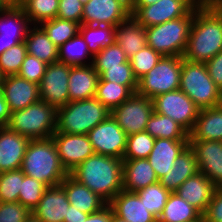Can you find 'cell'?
I'll return each instance as SVG.
<instances>
[{
  "instance_id": "cell-1",
  "label": "cell",
  "mask_w": 222,
  "mask_h": 222,
  "mask_svg": "<svg viewBox=\"0 0 222 222\" xmlns=\"http://www.w3.org/2000/svg\"><path fill=\"white\" fill-rule=\"evenodd\" d=\"M222 51V7L194 8L187 45L182 58L206 63Z\"/></svg>"
},
{
  "instance_id": "cell-2",
  "label": "cell",
  "mask_w": 222,
  "mask_h": 222,
  "mask_svg": "<svg viewBox=\"0 0 222 222\" xmlns=\"http://www.w3.org/2000/svg\"><path fill=\"white\" fill-rule=\"evenodd\" d=\"M69 174L107 204L123 190V159L93 154Z\"/></svg>"
},
{
  "instance_id": "cell-3",
  "label": "cell",
  "mask_w": 222,
  "mask_h": 222,
  "mask_svg": "<svg viewBox=\"0 0 222 222\" xmlns=\"http://www.w3.org/2000/svg\"><path fill=\"white\" fill-rule=\"evenodd\" d=\"M26 176L48 187L60 185L69 175L62 166L53 138L31 139L20 168Z\"/></svg>"
},
{
  "instance_id": "cell-4",
  "label": "cell",
  "mask_w": 222,
  "mask_h": 222,
  "mask_svg": "<svg viewBox=\"0 0 222 222\" xmlns=\"http://www.w3.org/2000/svg\"><path fill=\"white\" fill-rule=\"evenodd\" d=\"M110 114L111 111L95 97L71 101L57 109L55 132L87 135Z\"/></svg>"
},
{
  "instance_id": "cell-5",
  "label": "cell",
  "mask_w": 222,
  "mask_h": 222,
  "mask_svg": "<svg viewBox=\"0 0 222 222\" xmlns=\"http://www.w3.org/2000/svg\"><path fill=\"white\" fill-rule=\"evenodd\" d=\"M57 108L39 100L28 107L11 112L7 127L30 139L51 138L56 131Z\"/></svg>"
},
{
  "instance_id": "cell-6",
  "label": "cell",
  "mask_w": 222,
  "mask_h": 222,
  "mask_svg": "<svg viewBox=\"0 0 222 222\" xmlns=\"http://www.w3.org/2000/svg\"><path fill=\"white\" fill-rule=\"evenodd\" d=\"M179 89L200 109L222 104V91L209 76L205 63L191 62L182 58Z\"/></svg>"
},
{
  "instance_id": "cell-7",
  "label": "cell",
  "mask_w": 222,
  "mask_h": 222,
  "mask_svg": "<svg viewBox=\"0 0 222 222\" xmlns=\"http://www.w3.org/2000/svg\"><path fill=\"white\" fill-rule=\"evenodd\" d=\"M193 19L194 9L187 16L147 27V46H150L162 56L182 57Z\"/></svg>"
},
{
  "instance_id": "cell-8",
  "label": "cell",
  "mask_w": 222,
  "mask_h": 222,
  "mask_svg": "<svg viewBox=\"0 0 222 222\" xmlns=\"http://www.w3.org/2000/svg\"><path fill=\"white\" fill-rule=\"evenodd\" d=\"M182 57L162 56L158 63L140 79L136 93L151 100L180 87Z\"/></svg>"
},
{
  "instance_id": "cell-9",
  "label": "cell",
  "mask_w": 222,
  "mask_h": 222,
  "mask_svg": "<svg viewBox=\"0 0 222 222\" xmlns=\"http://www.w3.org/2000/svg\"><path fill=\"white\" fill-rule=\"evenodd\" d=\"M152 102L154 112L170 117L188 133L193 130L200 108L183 91L177 89L158 95Z\"/></svg>"
},
{
  "instance_id": "cell-10",
  "label": "cell",
  "mask_w": 222,
  "mask_h": 222,
  "mask_svg": "<svg viewBox=\"0 0 222 222\" xmlns=\"http://www.w3.org/2000/svg\"><path fill=\"white\" fill-rule=\"evenodd\" d=\"M150 98L133 93L125 102L111 110V116L127 135L144 132L153 113Z\"/></svg>"
},
{
  "instance_id": "cell-11",
  "label": "cell",
  "mask_w": 222,
  "mask_h": 222,
  "mask_svg": "<svg viewBox=\"0 0 222 222\" xmlns=\"http://www.w3.org/2000/svg\"><path fill=\"white\" fill-rule=\"evenodd\" d=\"M87 135L95 154L123 159L128 135L111 115Z\"/></svg>"
},
{
  "instance_id": "cell-12",
  "label": "cell",
  "mask_w": 222,
  "mask_h": 222,
  "mask_svg": "<svg viewBox=\"0 0 222 222\" xmlns=\"http://www.w3.org/2000/svg\"><path fill=\"white\" fill-rule=\"evenodd\" d=\"M194 8L187 0H159L149 6H131V15L147 28L187 16Z\"/></svg>"
},
{
  "instance_id": "cell-13",
  "label": "cell",
  "mask_w": 222,
  "mask_h": 222,
  "mask_svg": "<svg viewBox=\"0 0 222 222\" xmlns=\"http://www.w3.org/2000/svg\"><path fill=\"white\" fill-rule=\"evenodd\" d=\"M71 65L56 62L48 64L39 84L40 100L57 109L69 102L68 82Z\"/></svg>"
},
{
  "instance_id": "cell-14",
  "label": "cell",
  "mask_w": 222,
  "mask_h": 222,
  "mask_svg": "<svg viewBox=\"0 0 222 222\" xmlns=\"http://www.w3.org/2000/svg\"><path fill=\"white\" fill-rule=\"evenodd\" d=\"M131 15L130 0H88L81 24L118 26Z\"/></svg>"
},
{
  "instance_id": "cell-15",
  "label": "cell",
  "mask_w": 222,
  "mask_h": 222,
  "mask_svg": "<svg viewBox=\"0 0 222 222\" xmlns=\"http://www.w3.org/2000/svg\"><path fill=\"white\" fill-rule=\"evenodd\" d=\"M62 166L70 173L89 156L95 154L86 134L55 132L52 136Z\"/></svg>"
},
{
  "instance_id": "cell-16",
  "label": "cell",
  "mask_w": 222,
  "mask_h": 222,
  "mask_svg": "<svg viewBox=\"0 0 222 222\" xmlns=\"http://www.w3.org/2000/svg\"><path fill=\"white\" fill-rule=\"evenodd\" d=\"M199 172L203 173L216 188H222V141L189 140Z\"/></svg>"
},
{
  "instance_id": "cell-17",
  "label": "cell",
  "mask_w": 222,
  "mask_h": 222,
  "mask_svg": "<svg viewBox=\"0 0 222 222\" xmlns=\"http://www.w3.org/2000/svg\"><path fill=\"white\" fill-rule=\"evenodd\" d=\"M32 26L22 7L9 5L0 13V55L18 43L24 42Z\"/></svg>"
},
{
  "instance_id": "cell-18",
  "label": "cell",
  "mask_w": 222,
  "mask_h": 222,
  "mask_svg": "<svg viewBox=\"0 0 222 222\" xmlns=\"http://www.w3.org/2000/svg\"><path fill=\"white\" fill-rule=\"evenodd\" d=\"M1 89L11 112L22 110L40 100L39 85L18 75L4 76Z\"/></svg>"
},
{
  "instance_id": "cell-19",
  "label": "cell",
  "mask_w": 222,
  "mask_h": 222,
  "mask_svg": "<svg viewBox=\"0 0 222 222\" xmlns=\"http://www.w3.org/2000/svg\"><path fill=\"white\" fill-rule=\"evenodd\" d=\"M30 138L0 127V173L19 170Z\"/></svg>"
},
{
  "instance_id": "cell-20",
  "label": "cell",
  "mask_w": 222,
  "mask_h": 222,
  "mask_svg": "<svg viewBox=\"0 0 222 222\" xmlns=\"http://www.w3.org/2000/svg\"><path fill=\"white\" fill-rule=\"evenodd\" d=\"M70 202L61 185L48 187L39 204L31 212L42 222H63L67 217Z\"/></svg>"
},
{
  "instance_id": "cell-21",
  "label": "cell",
  "mask_w": 222,
  "mask_h": 222,
  "mask_svg": "<svg viewBox=\"0 0 222 222\" xmlns=\"http://www.w3.org/2000/svg\"><path fill=\"white\" fill-rule=\"evenodd\" d=\"M113 213L128 222H157L137 192L120 191L109 203Z\"/></svg>"
},
{
  "instance_id": "cell-22",
  "label": "cell",
  "mask_w": 222,
  "mask_h": 222,
  "mask_svg": "<svg viewBox=\"0 0 222 222\" xmlns=\"http://www.w3.org/2000/svg\"><path fill=\"white\" fill-rule=\"evenodd\" d=\"M189 145V140L155 139L153 149L147 160L160 179L174 166L179 154Z\"/></svg>"
},
{
  "instance_id": "cell-23",
  "label": "cell",
  "mask_w": 222,
  "mask_h": 222,
  "mask_svg": "<svg viewBox=\"0 0 222 222\" xmlns=\"http://www.w3.org/2000/svg\"><path fill=\"white\" fill-rule=\"evenodd\" d=\"M216 187L201 172L186 179L176 193L202 215L205 213Z\"/></svg>"
},
{
  "instance_id": "cell-24",
  "label": "cell",
  "mask_w": 222,
  "mask_h": 222,
  "mask_svg": "<svg viewBox=\"0 0 222 222\" xmlns=\"http://www.w3.org/2000/svg\"><path fill=\"white\" fill-rule=\"evenodd\" d=\"M99 74L92 64L71 66L68 82L69 102L95 97Z\"/></svg>"
},
{
  "instance_id": "cell-25",
  "label": "cell",
  "mask_w": 222,
  "mask_h": 222,
  "mask_svg": "<svg viewBox=\"0 0 222 222\" xmlns=\"http://www.w3.org/2000/svg\"><path fill=\"white\" fill-rule=\"evenodd\" d=\"M123 189L137 192L159 182L155 170L147 158L123 159Z\"/></svg>"
},
{
  "instance_id": "cell-26",
  "label": "cell",
  "mask_w": 222,
  "mask_h": 222,
  "mask_svg": "<svg viewBox=\"0 0 222 222\" xmlns=\"http://www.w3.org/2000/svg\"><path fill=\"white\" fill-rule=\"evenodd\" d=\"M67 194L70 205L79 211L92 214L99 211L107 203L88 187L79 183L70 174L60 184Z\"/></svg>"
},
{
  "instance_id": "cell-27",
  "label": "cell",
  "mask_w": 222,
  "mask_h": 222,
  "mask_svg": "<svg viewBox=\"0 0 222 222\" xmlns=\"http://www.w3.org/2000/svg\"><path fill=\"white\" fill-rule=\"evenodd\" d=\"M173 165L172 169L159 179V183L171 193L176 192L186 179L199 172L195 153L189 145L179 154Z\"/></svg>"
},
{
  "instance_id": "cell-28",
  "label": "cell",
  "mask_w": 222,
  "mask_h": 222,
  "mask_svg": "<svg viewBox=\"0 0 222 222\" xmlns=\"http://www.w3.org/2000/svg\"><path fill=\"white\" fill-rule=\"evenodd\" d=\"M115 38L128 59L147 45L146 28L132 15L115 27Z\"/></svg>"
},
{
  "instance_id": "cell-29",
  "label": "cell",
  "mask_w": 222,
  "mask_h": 222,
  "mask_svg": "<svg viewBox=\"0 0 222 222\" xmlns=\"http://www.w3.org/2000/svg\"><path fill=\"white\" fill-rule=\"evenodd\" d=\"M189 140L222 141V104L200 109Z\"/></svg>"
},
{
  "instance_id": "cell-30",
  "label": "cell",
  "mask_w": 222,
  "mask_h": 222,
  "mask_svg": "<svg viewBox=\"0 0 222 222\" xmlns=\"http://www.w3.org/2000/svg\"><path fill=\"white\" fill-rule=\"evenodd\" d=\"M27 54L38 58L46 64L58 62V47L49 39L39 25H32L24 40Z\"/></svg>"
},
{
  "instance_id": "cell-31",
  "label": "cell",
  "mask_w": 222,
  "mask_h": 222,
  "mask_svg": "<svg viewBox=\"0 0 222 222\" xmlns=\"http://www.w3.org/2000/svg\"><path fill=\"white\" fill-rule=\"evenodd\" d=\"M201 219L202 214L196 208L173 192L169 195L157 222H196Z\"/></svg>"
},
{
  "instance_id": "cell-32",
  "label": "cell",
  "mask_w": 222,
  "mask_h": 222,
  "mask_svg": "<svg viewBox=\"0 0 222 222\" xmlns=\"http://www.w3.org/2000/svg\"><path fill=\"white\" fill-rule=\"evenodd\" d=\"M145 131L155 139L189 140V133L180 124L154 111L148 119Z\"/></svg>"
},
{
  "instance_id": "cell-33",
  "label": "cell",
  "mask_w": 222,
  "mask_h": 222,
  "mask_svg": "<svg viewBox=\"0 0 222 222\" xmlns=\"http://www.w3.org/2000/svg\"><path fill=\"white\" fill-rule=\"evenodd\" d=\"M58 62L71 66L89 65L93 63V55L80 33L58 48Z\"/></svg>"
},
{
  "instance_id": "cell-34",
  "label": "cell",
  "mask_w": 222,
  "mask_h": 222,
  "mask_svg": "<svg viewBox=\"0 0 222 222\" xmlns=\"http://www.w3.org/2000/svg\"><path fill=\"white\" fill-rule=\"evenodd\" d=\"M79 33L84 38L87 48L93 56L101 49L116 42L114 26L81 24Z\"/></svg>"
},
{
  "instance_id": "cell-35",
  "label": "cell",
  "mask_w": 222,
  "mask_h": 222,
  "mask_svg": "<svg viewBox=\"0 0 222 222\" xmlns=\"http://www.w3.org/2000/svg\"><path fill=\"white\" fill-rule=\"evenodd\" d=\"M133 92L125 85L99 79L95 98L110 111L125 102Z\"/></svg>"
},
{
  "instance_id": "cell-36",
  "label": "cell",
  "mask_w": 222,
  "mask_h": 222,
  "mask_svg": "<svg viewBox=\"0 0 222 222\" xmlns=\"http://www.w3.org/2000/svg\"><path fill=\"white\" fill-rule=\"evenodd\" d=\"M49 39L59 48L79 33L80 24L70 20L54 18L39 25Z\"/></svg>"
},
{
  "instance_id": "cell-37",
  "label": "cell",
  "mask_w": 222,
  "mask_h": 222,
  "mask_svg": "<svg viewBox=\"0 0 222 222\" xmlns=\"http://www.w3.org/2000/svg\"><path fill=\"white\" fill-rule=\"evenodd\" d=\"M137 194L139 195L140 200L147 207L146 209L158 219L171 192L162 184L157 182L138 190Z\"/></svg>"
},
{
  "instance_id": "cell-38",
  "label": "cell",
  "mask_w": 222,
  "mask_h": 222,
  "mask_svg": "<svg viewBox=\"0 0 222 222\" xmlns=\"http://www.w3.org/2000/svg\"><path fill=\"white\" fill-rule=\"evenodd\" d=\"M22 8L32 25H40L57 17L59 0H29Z\"/></svg>"
},
{
  "instance_id": "cell-39",
  "label": "cell",
  "mask_w": 222,
  "mask_h": 222,
  "mask_svg": "<svg viewBox=\"0 0 222 222\" xmlns=\"http://www.w3.org/2000/svg\"><path fill=\"white\" fill-rule=\"evenodd\" d=\"M128 58L124 51L118 45L114 43L108 47H105L93 56V63L95 71L99 76L108 68L121 67L122 63H126Z\"/></svg>"
},
{
  "instance_id": "cell-40",
  "label": "cell",
  "mask_w": 222,
  "mask_h": 222,
  "mask_svg": "<svg viewBox=\"0 0 222 222\" xmlns=\"http://www.w3.org/2000/svg\"><path fill=\"white\" fill-rule=\"evenodd\" d=\"M155 138L146 131L127 136L123 159L147 158L154 146Z\"/></svg>"
},
{
  "instance_id": "cell-41",
  "label": "cell",
  "mask_w": 222,
  "mask_h": 222,
  "mask_svg": "<svg viewBox=\"0 0 222 222\" xmlns=\"http://www.w3.org/2000/svg\"><path fill=\"white\" fill-rule=\"evenodd\" d=\"M47 188L48 186L43 182L24 174V179L21 182V190L19 191L18 202L32 212L39 204V201Z\"/></svg>"
},
{
  "instance_id": "cell-42",
  "label": "cell",
  "mask_w": 222,
  "mask_h": 222,
  "mask_svg": "<svg viewBox=\"0 0 222 222\" xmlns=\"http://www.w3.org/2000/svg\"><path fill=\"white\" fill-rule=\"evenodd\" d=\"M24 173L21 169L0 173V202H18Z\"/></svg>"
},
{
  "instance_id": "cell-43",
  "label": "cell",
  "mask_w": 222,
  "mask_h": 222,
  "mask_svg": "<svg viewBox=\"0 0 222 222\" xmlns=\"http://www.w3.org/2000/svg\"><path fill=\"white\" fill-rule=\"evenodd\" d=\"M27 55L25 42L12 46L0 55V73L3 76L17 75Z\"/></svg>"
},
{
  "instance_id": "cell-44",
  "label": "cell",
  "mask_w": 222,
  "mask_h": 222,
  "mask_svg": "<svg viewBox=\"0 0 222 222\" xmlns=\"http://www.w3.org/2000/svg\"><path fill=\"white\" fill-rule=\"evenodd\" d=\"M161 57L162 55L159 52L146 45L128 59L137 80L149 72L158 63Z\"/></svg>"
},
{
  "instance_id": "cell-45",
  "label": "cell",
  "mask_w": 222,
  "mask_h": 222,
  "mask_svg": "<svg viewBox=\"0 0 222 222\" xmlns=\"http://www.w3.org/2000/svg\"><path fill=\"white\" fill-rule=\"evenodd\" d=\"M99 78L103 81L116 82L120 85L127 86L133 93H136L138 80L134 76L133 70L129 63H122L121 67L108 68Z\"/></svg>"
},
{
  "instance_id": "cell-46",
  "label": "cell",
  "mask_w": 222,
  "mask_h": 222,
  "mask_svg": "<svg viewBox=\"0 0 222 222\" xmlns=\"http://www.w3.org/2000/svg\"><path fill=\"white\" fill-rule=\"evenodd\" d=\"M47 65L38 58L27 54L17 75L39 85Z\"/></svg>"
},
{
  "instance_id": "cell-47",
  "label": "cell",
  "mask_w": 222,
  "mask_h": 222,
  "mask_svg": "<svg viewBox=\"0 0 222 222\" xmlns=\"http://www.w3.org/2000/svg\"><path fill=\"white\" fill-rule=\"evenodd\" d=\"M31 211L19 202H0V222H24Z\"/></svg>"
},
{
  "instance_id": "cell-48",
  "label": "cell",
  "mask_w": 222,
  "mask_h": 222,
  "mask_svg": "<svg viewBox=\"0 0 222 222\" xmlns=\"http://www.w3.org/2000/svg\"><path fill=\"white\" fill-rule=\"evenodd\" d=\"M84 4L80 0H59L57 18L70 20L81 25Z\"/></svg>"
},
{
  "instance_id": "cell-49",
  "label": "cell",
  "mask_w": 222,
  "mask_h": 222,
  "mask_svg": "<svg viewBox=\"0 0 222 222\" xmlns=\"http://www.w3.org/2000/svg\"><path fill=\"white\" fill-rule=\"evenodd\" d=\"M202 218L204 222H222V188L214 190L211 201Z\"/></svg>"
},
{
  "instance_id": "cell-50",
  "label": "cell",
  "mask_w": 222,
  "mask_h": 222,
  "mask_svg": "<svg viewBox=\"0 0 222 222\" xmlns=\"http://www.w3.org/2000/svg\"><path fill=\"white\" fill-rule=\"evenodd\" d=\"M209 76L215 85L222 91V51L206 63Z\"/></svg>"
},
{
  "instance_id": "cell-51",
  "label": "cell",
  "mask_w": 222,
  "mask_h": 222,
  "mask_svg": "<svg viewBox=\"0 0 222 222\" xmlns=\"http://www.w3.org/2000/svg\"><path fill=\"white\" fill-rule=\"evenodd\" d=\"M112 208L106 204L99 211L89 214L86 220L82 222H111Z\"/></svg>"
},
{
  "instance_id": "cell-52",
  "label": "cell",
  "mask_w": 222,
  "mask_h": 222,
  "mask_svg": "<svg viewBox=\"0 0 222 222\" xmlns=\"http://www.w3.org/2000/svg\"><path fill=\"white\" fill-rule=\"evenodd\" d=\"M11 111L4 99L2 89L0 88V127L7 126L10 120Z\"/></svg>"
},
{
  "instance_id": "cell-53",
  "label": "cell",
  "mask_w": 222,
  "mask_h": 222,
  "mask_svg": "<svg viewBox=\"0 0 222 222\" xmlns=\"http://www.w3.org/2000/svg\"><path fill=\"white\" fill-rule=\"evenodd\" d=\"M89 214L79 211L74 206L69 205L67 217H64L63 222H82L86 220Z\"/></svg>"
},
{
  "instance_id": "cell-54",
  "label": "cell",
  "mask_w": 222,
  "mask_h": 222,
  "mask_svg": "<svg viewBox=\"0 0 222 222\" xmlns=\"http://www.w3.org/2000/svg\"><path fill=\"white\" fill-rule=\"evenodd\" d=\"M195 8H213L221 6L222 0H187Z\"/></svg>"
},
{
  "instance_id": "cell-55",
  "label": "cell",
  "mask_w": 222,
  "mask_h": 222,
  "mask_svg": "<svg viewBox=\"0 0 222 222\" xmlns=\"http://www.w3.org/2000/svg\"><path fill=\"white\" fill-rule=\"evenodd\" d=\"M131 6H149L152 5L159 0H130Z\"/></svg>"
},
{
  "instance_id": "cell-56",
  "label": "cell",
  "mask_w": 222,
  "mask_h": 222,
  "mask_svg": "<svg viewBox=\"0 0 222 222\" xmlns=\"http://www.w3.org/2000/svg\"><path fill=\"white\" fill-rule=\"evenodd\" d=\"M111 222H128V221L120 218V217L117 216V215H115V214L113 213V210H112Z\"/></svg>"
},
{
  "instance_id": "cell-57",
  "label": "cell",
  "mask_w": 222,
  "mask_h": 222,
  "mask_svg": "<svg viewBox=\"0 0 222 222\" xmlns=\"http://www.w3.org/2000/svg\"><path fill=\"white\" fill-rule=\"evenodd\" d=\"M10 4L6 0H0V13L3 12Z\"/></svg>"
},
{
  "instance_id": "cell-58",
  "label": "cell",
  "mask_w": 222,
  "mask_h": 222,
  "mask_svg": "<svg viewBox=\"0 0 222 222\" xmlns=\"http://www.w3.org/2000/svg\"><path fill=\"white\" fill-rule=\"evenodd\" d=\"M24 222H42L41 220H39L38 218H36L33 214H31L26 221Z\"/></svg>"
},
{
  "instance_id": "cell-59",
  "label": "cell",
  "mask_w": 222,
  "mask_h": 222,
  "mask_svg": "<svg viewBox=\"0 0 222 222\" xmlns=\"http://www.w3.org/2000/svg\"><path fill=\"white\" fill-rule=\"evenodd\" d=\"M29 0H17V7H23Z\"/></svg>"
},
{
  "instance_id": "cell-60",
  "label": "cell",
  "mask_w": 222,
  "mask_h": 222,
  "mask_svg": "<svg viewBox=\"0 0 222 222\" xmlns=\"http://www.w3.org/2000/svg\"><path fill=\"white\" fill-rule=\"evenodd\" d=\"M10 5L17 6V0H6Z\"/></svg>"
},
{
  "instance_id": "cell-61",
  "label": "cell",
  "mask_w": 222,
  "mask_h": 222,
  "mask_svg": "<svg viewBox=\"0 0 222 222\" xmlns=\"http://www.w3.org/2000/svg\"><path fill=\"white\" fill-rule=\"evenodd\" d=\"M3 77H4V76L0 73V88H1V84H2Z\"/></svg>"
},
{
  "instance_id": "cell-62",
  "label": "cell",
  "mask_w": 222,
  "mask_h": 222,
  "mask_svg": "<svg viewBox=\"0 0 222 222\" xmlns=\"http://www.w3.org/2000/svg\"><path fill=\"white\" fill-rule=\"evenodd\" d=\"M81 3L85 4L88 2V0H80Z\"/></svg>"
}]
</instances>
